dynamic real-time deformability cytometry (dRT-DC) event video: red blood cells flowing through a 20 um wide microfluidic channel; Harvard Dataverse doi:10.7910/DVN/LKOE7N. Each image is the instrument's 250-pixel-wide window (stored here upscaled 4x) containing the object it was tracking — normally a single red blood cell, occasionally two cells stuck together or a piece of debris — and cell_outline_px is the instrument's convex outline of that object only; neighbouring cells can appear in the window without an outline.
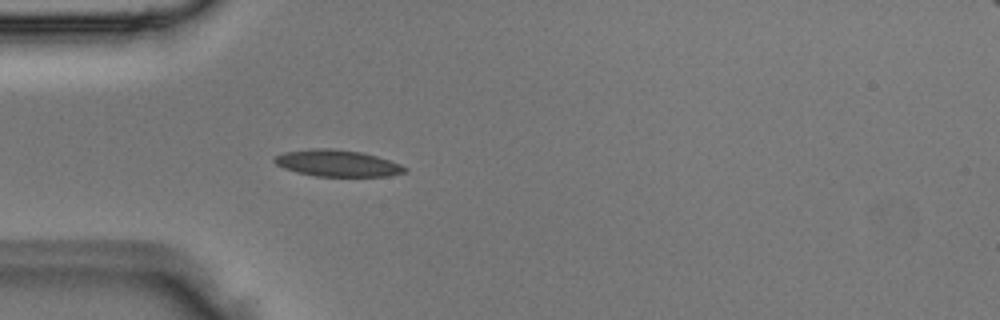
{"species": "Egyptian fruit bat (a non-hibernating species)", "species_latin": "Rousettus aegyptiacus", "temperature_condition": "room temperature", "stored_images_in_passage": 3, "camera_frame_rate_fps": 3000, "um_per_image_px": 0.085, "animal": {"sex": "male"}, "frame": {"image": 1, "passage_image": 3, "time_ms": 0.667, "image_size_px": [1000, 320], "cell_outline_px": [[408, 168], [404, 172], [388, 176], [316, 176], [296, 172], [284, 168], [276, 164], [272, 160], [276, 156], [284, 152], [312, 148], [332, 148], [360, 152], [376, 156], [400, 164]], "centroid_in_image_um": [28.64, 13.87], "position_along_channel_um": 56.4, "area_um2": 20.06}}